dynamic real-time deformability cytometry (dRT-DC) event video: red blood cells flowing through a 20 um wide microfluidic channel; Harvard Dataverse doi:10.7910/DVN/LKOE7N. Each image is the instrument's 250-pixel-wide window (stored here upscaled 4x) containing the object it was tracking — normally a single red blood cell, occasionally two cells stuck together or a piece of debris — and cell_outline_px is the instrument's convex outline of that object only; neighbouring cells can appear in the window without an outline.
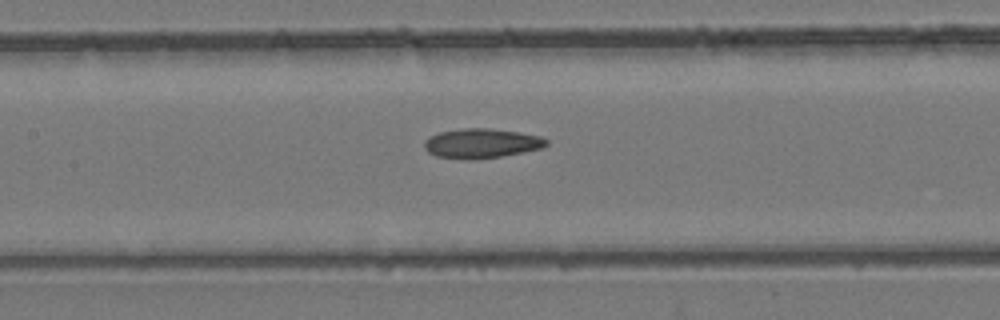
{"species": "common noctule bat (a hibernating species)", "species_latin": "Nyctalus noctula", "temperature_condition": "room temperature", "stored_images_in_passage": 20, "camera_frame_rate_fps": 3000, "um_per_image_px": 0.085, "animal": {"sex": "female", "body_mass_g": 24.6, "forearm_length_mm": 56.2}, "frame": {"image": 1, "passage_image": 12, "time_ms": 3.667, "image_size_px": [1000, 320], "cell_outline_px": [[548, 144], [544, 148], [500, 156], [468, 160], [436, 156], [428, 152], [424, 148], [424, 144], [432, 136], [440, 132], [464, 128], [492, 128], [540, 136], [548, 140]], "centroid_in_image_um": [40.95, 12.19], "position_along_channel_um": 166.4, "area_um2": 20.81}}
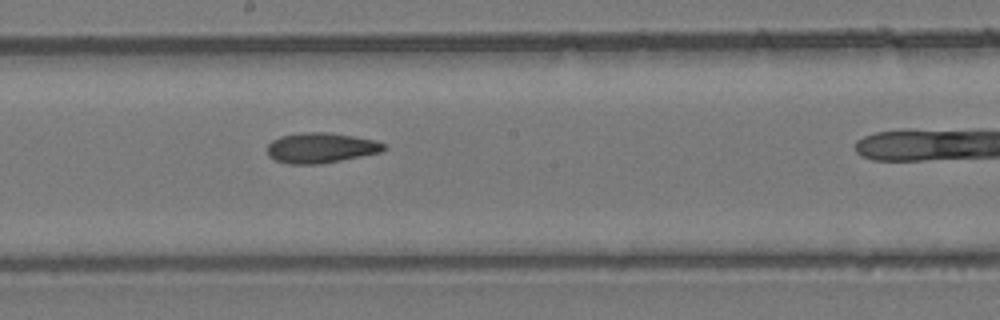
{"frame": {"image": 2, "passage_image": 15, "time_ms": 4.667, "image_size_px": [1000, 320], "cell_outline_px": [[388, 148], [384, 152], [320, 164], [288, 164], [276, 160], [268, 156], [268, 144], [272, 140], [280, 136], [300, 132], [332, 132], [376, 140], [388, 144]], "centroid_in_image_um": [27.34, 12.56], "position_along_channel_um": 220.9, "area_um2": 20.98}}
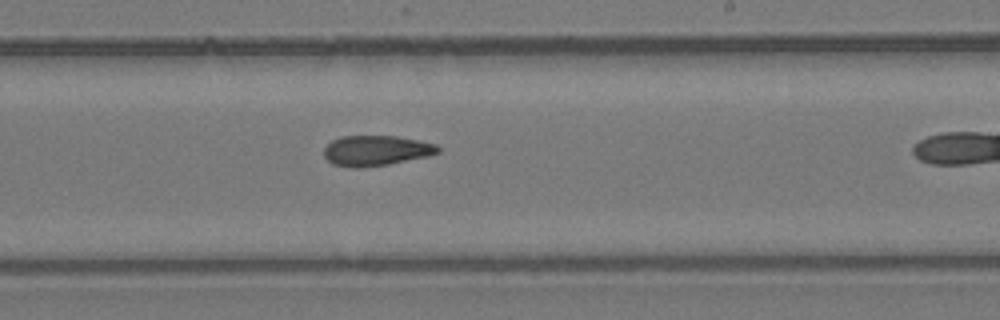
{"frame": {"image": 3, "passage_image": 17, "time_ms": 5.333, "image_size_px": [1000, 320], "cell_outline_px": [[440, 152], [428, 156], [388, 164], [364, 168], [352, 168], [332, 164], [324, 156], [324, 148], [332, 140], [340, 136], [396, 136], [420, 140], [436, 144], [440, 148]], "centroid_in_image_um": [31.96, 12.8], "position_along_channel_um": 257.0, "area_um2": 20.29}}